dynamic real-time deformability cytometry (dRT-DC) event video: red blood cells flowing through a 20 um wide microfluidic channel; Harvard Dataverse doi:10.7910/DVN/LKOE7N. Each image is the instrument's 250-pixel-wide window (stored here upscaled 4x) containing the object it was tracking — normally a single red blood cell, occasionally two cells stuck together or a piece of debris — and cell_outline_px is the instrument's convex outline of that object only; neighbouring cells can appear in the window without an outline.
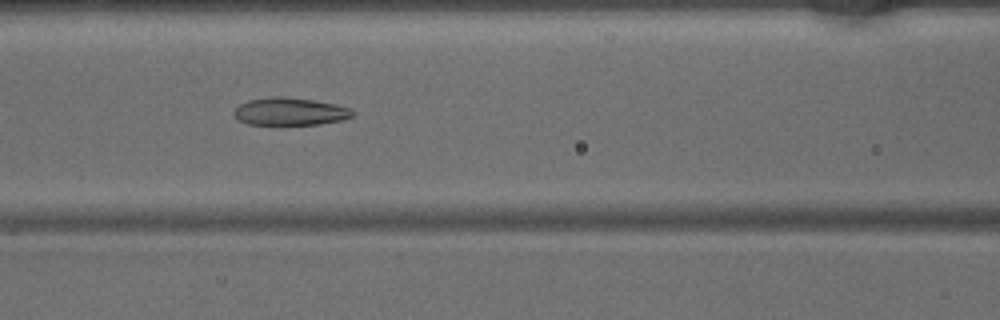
{"species": "common noctule bat (a hibernating species)", "species_latin": "Nyctalus noctula", "temperature_condition": "warm", "stored_images_in_passage": 34, "camera_frame_rate_fps": 3000, "um_per_image_px": 0.085, "animal": {"sex": "male", "body_mass_g": 15.6}, "frame": {"image": 1, "passage_image": 7, "time_ms": 2.0, "image_size_px": [1000, 320], "cell_outline_px": [[356, 112], [352, 116], [340, 120], [320, 124], [280, 128], [248, 124], [240, 120], [232, 112], [240, 104], [248, 100], [272, 96], [280, 96], [312, 100], [336, 104], [348, 108]], "centroid_in_image_um": [24.61, 9.53], "position_along_channel_um": 142.0, "area_um2": 19.88}}
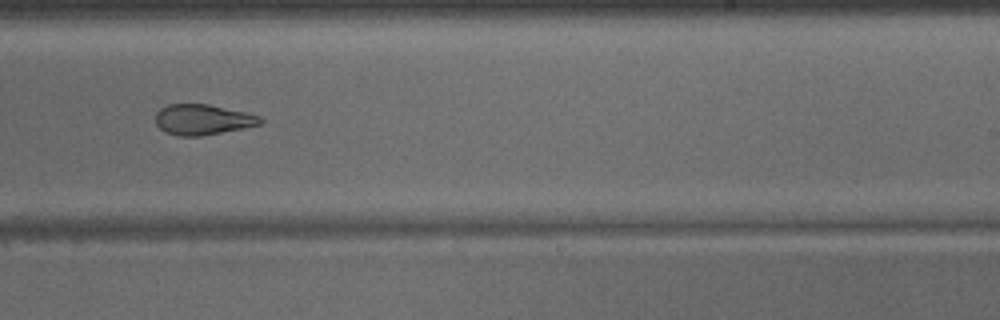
{"frame": {"image": 2, "passage_image": 16, "time_ms": 5.0, "image_size_px": [1000, 320], "cell_outline_px": [[264, 120], [260, 124], [244, 128], [200, 136], [180, 136], [164, 132], [156, 124], [156, 112], [160, 108], [168, 104], [208, 104], [244, 112], [260, 116]], "centroid_in_image_um": [17.21, 10.16], "position_along_channel_um": 271.8, "area_um2": 18.55}}
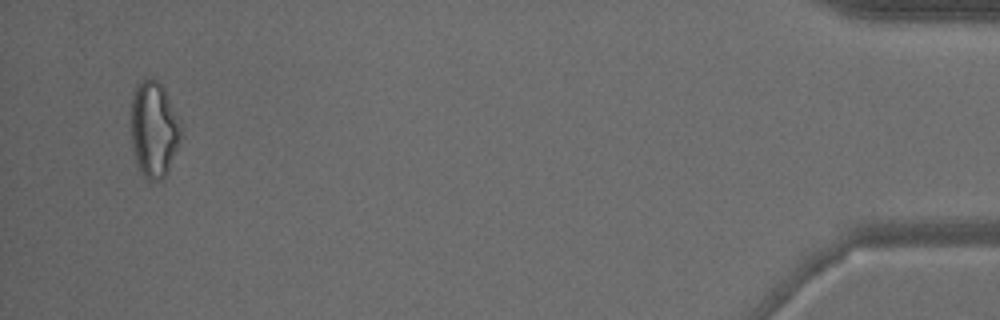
{"frame": {"image": 3, "passage_image": 32, "time_ms": 10.333, "image_size_px": [1000, 320], "cell_outline_px": [[184, 128], [180, 140], [168, 172], [160, 180], [152, 184], [144, 176], [136, 160], [132, 144], [132, 96], [140, 80], [152, 76], [164, 88], [180, 116]], "centroid_in_image_um": [13.13, 10.98], "position_along_channel_um": 422.1, "area_um2": 28.32}}